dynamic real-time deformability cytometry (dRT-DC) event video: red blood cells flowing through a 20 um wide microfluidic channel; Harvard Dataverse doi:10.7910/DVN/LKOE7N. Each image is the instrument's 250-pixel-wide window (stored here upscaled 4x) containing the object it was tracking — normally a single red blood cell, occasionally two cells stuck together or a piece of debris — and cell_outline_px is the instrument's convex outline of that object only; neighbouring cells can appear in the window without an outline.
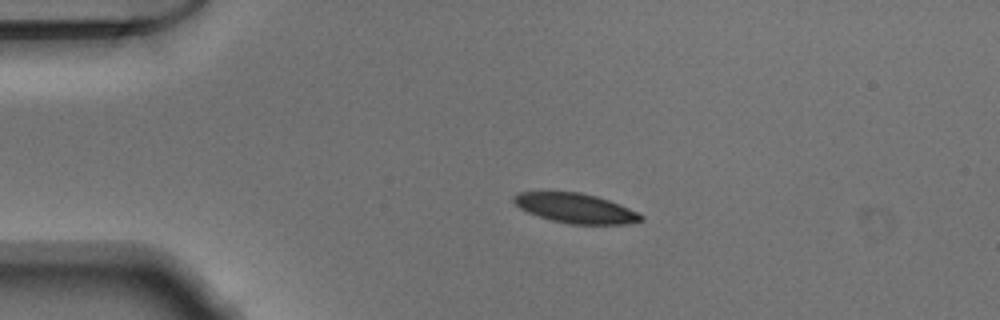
{"species": "Egyptian fruit bat (a non-hibernating species)", "species_latin": "Rousettus aegyptiacus", "temperature_condition": "warm", "stored_images_in_passage": 41, "camera_frame_rate_fps": 3000, "um_per_image_px": 0.085, "animal": {"sex": "male"}, "frame": {"image": 1, "passage_image": 1, "time_ms": 0.0, "image_size_px": [1000, 320], "cell_outline_px": [[644, 220], [624, 224], [568, 224], [552, 220], [528, 212], [520, 208], [512, 200], [512, 196], [520, 192], [580, 192], [596, 196], [608, 200], [628, 208], [644, 216]], "centroid_in_image_um": [48.91, 17.7], "position_along_channel_um": 36.1, "area_um2": 21.73}}
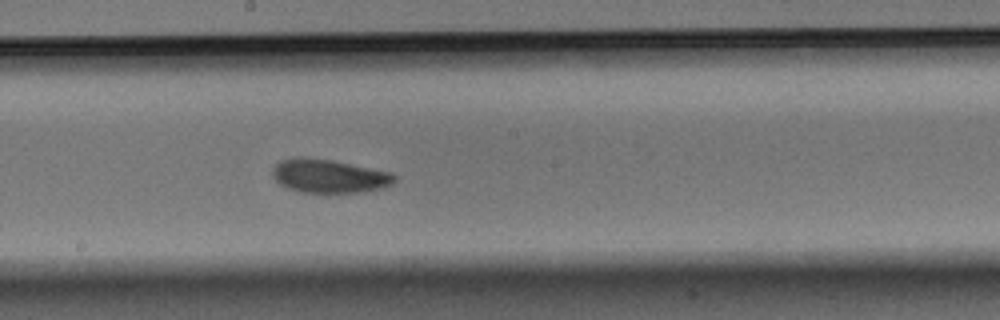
{"frame": {"image": 2, "passage_image": 18, "time_ms": 5.667, "image_size_px": [1000, 320], "cell_outline_px": [[396, 180], [392, 184], [384, 188], [364, 192], [328, 196], [296, 192], [280, 184], [272, 176], [272, 168], [280, 160], [300, 156], [304, 156], [332, 160], [392, 172], [396, 176]], "centroid_in_image_um": [27.97, 15.01], "position_along_channel_um": 220.2, "area_um2": 25.14}}
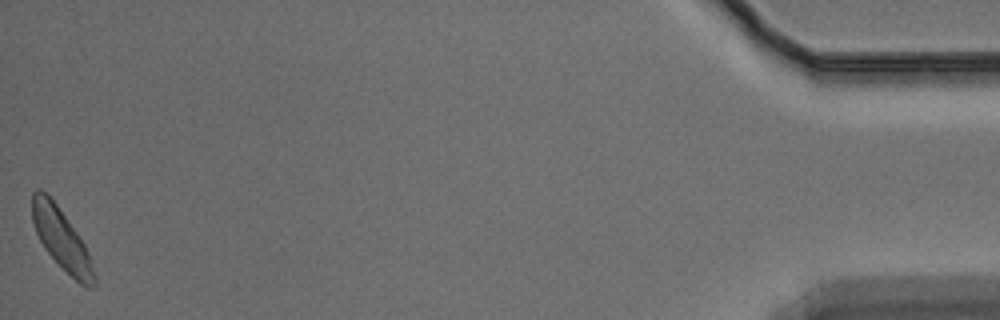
{"frame": {"image": 3, "passage_image": 41, "time_ms": 13.333, "image_size_px": [1000, 320], "cell_outline_px": [[96, 284], [92, 288], [88, 288], [80, 284], [44, 248], [36, 232], [32, 220], [32, 192], [36, 188], [40, 188], [56, 204], [76, 232], [84, 244], [88, 252], [96, 276]], "centroid_in_image_um": [5.23, 20.33], "position_along_channel_um": 430.0, "area_um2": 21.44}}